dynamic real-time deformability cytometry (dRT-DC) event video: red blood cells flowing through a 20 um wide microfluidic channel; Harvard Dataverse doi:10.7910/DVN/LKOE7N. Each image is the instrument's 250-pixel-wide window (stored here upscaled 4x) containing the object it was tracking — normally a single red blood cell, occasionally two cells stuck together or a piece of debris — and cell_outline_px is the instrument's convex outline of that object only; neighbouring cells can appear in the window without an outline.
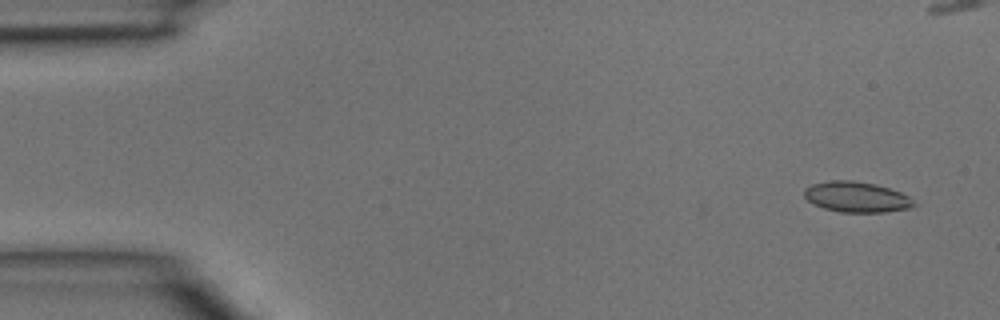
{"species": "common noctule bat (a hibernating species)", "species_latin": "Nyctalus noctula", "temperature_condition": "room temperature", "stored_images_in_passage": 2, "segment_of_instrument_passage": [2, 2], "camera_frame_rate_fps": 3000, "um_per_image_px": 0.085, "animal": {"sex": "male", "body_mass_g": 15.6}, "frame": {"image": 1, "passage_image": 2, "time_ms": 0.333, "image_size_px": [1000, 320], "cell_outline_px": [[916, 204], [908, 208], [884, 212], [840, 212], [824, 208], [812, 204], [804, 196], [804, 188], [812, 184], [828, 180], [852, 180], [876, 184], [900, 192], [908, 196]], "centroid_in_image_um": [72.76, 16.73], "position_along_channel_um": 12.2, "area_um2": 19.48}}